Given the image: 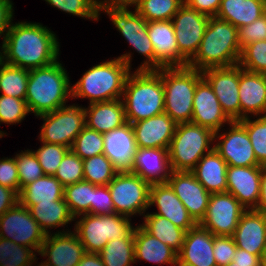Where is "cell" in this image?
Returning a JSON list of instances; mask_svg holds the SVG:
<instances>
[{"mask_svg":"<svg viewBox=\"0 0 266 266\" xmlns=\"http://www.w3.org/2000/svg\"><path fill=\"white\" fill-rule=\"evenodd\" d=\"M202 71L188 66L162 68L164 112L176 123H190L193 99Z\"/></svg>","mask_w":266,"mask_h":266,"instance_id":"cell-6","label":"cell"},{"mask_svg":"<svg viewBox=\"0 0 266 266\" xmlns=\"http://www.w3.org/2000/svg\"><path fill=\"white\" fill-rule=\"evenodd\" d=\"M28 209L46 235L51 233L48 229L59 226L63 227L75 220L64 199L37 203L30 206Z\"/></svg>","mask_w":266,"mask_h":266,"instance_id":"cell-34","label":"cell"},{"mask_svg":"<svg viewBox=\"0 0 266 266\" xmlns=\"http://www.w3.org/2000/svg\"><path fill=\"white\" fill-rule=\"evenodd\" d=\"M213 239L214 235L199 224L188 230L177 253V266H217L213 255Z\"/></svg>","mask_w":266,"mask_h":266,"instance_id":"cell-22","label":"cell"},{"mask_svg":"<svg viewBox=\"0 0 266 266\" xmlns=\"http://www.w3.org/2000/svg\"><path fill=\"white\" fill-rule=\"evenodd\" d=\"M184 0H141L135 8L147 21L171 20Z\"/></svg>","mask_w":266,"mask_h":266,"instance_id":"cell-40","label":"cell"},{"mask_svg":"<svg viewBox=\"0 0 266 266\" xmlns=\"http://www.w3.org/2000/svg\"><path fill=\"white\" fill-rule=\"evenodd\" d=\"M238 36V28L230 22L210 17L198 51L187 66L203 71L238 65L242 51Z\"/></svg>","mask_w":266,"mask_h":266,"instance_id":"cell-4","label":"cell"},{"mask_svg":"<svg viewBox=\"0 0 266 266\" xmlns=\"http://www.w3.org/2000/svg\"><path fill=\"white\" fill-rule=\"evenodd\" d=\"M5 134H6V133H4V131H1V130H0V138L4 137Z\"/></svg>","mask_w":266,"mask_h":266,"instance_id":"cell-62","label":"cell"},{"mask_svg":"<svg viewBox=\"0 0 266 266\" xmlns=\"http://www.w3.org/2000/svg\"><path fill=\"white\" fill-rule=\"evenodd\" d=\"M82 215L76 221L74 231L86 252L99 253L108 241L130 237L134 233L130 217L117 213Z\"/></svg>","mask_w":266,"mask_h":266,"instance_id":"cell-8","label":"cell"},{"mask_svg":"<svg viewBox=\"0 0 266 266\" xmlns=\"http://www.w3.org/2000/svg\"><path fill=\"white\" fill-rule=\"evenodd\" d=\"M141 0H100L99 6H108L111 8H125L128 9L129 6H134L136 8Z\"/></svg>","mask_w":266,"mask_h":266,"instance_id":"cell-59","label":"cell"},{"mask_svg":"<svg viewBox=\"0 0 266 266\" xmlns=\"http://www.w3.org/2000/svg\"><path fill=\"white\" fill-rule=\"evenodd\" d=\"M28 113L25 99L0 95V124L21 123Z\"/></svg>","mask_w":266,"mask_h":266,"instance_id":"cell-49","label":"cell"},{"mask_svg":"<svg viewBox=\"0 0 266 266\" xmlns=\"http://www.w3.org/2000/svg\"><path fill=\"white\" fill-rule=\"evenodd\" d=\"M13 3L11 0H0V36L3 40L13 21Z\"/></svg>","mask_w":266,"mask_h":266,"instance_id":"cell-55","label":"cell"},{"mask_svg":"<svg viewBox=\"0 0 266 266\" xmlns=\"http://www.w3.org/2000/svg\"><path fill=\"white\" fill-rule=\"evenodd\" d=\"M262 266H266V250L264 251V254L262 257Z\"/></svg>","mask_w":266,"mask_h":266,"instance_id":"cell-61","label":"cell"},{"mask_svg":"<svg viewBox=\"0 0 266 266\" xmlns=\"http://www.w3.org/2000/svg\"><path fill=\"white\" fill-rule=\"evenodd\" d=\"M229 132H214L218 141L213 148L228 166H261L255 157L246 129L238 122L232 121Z\"/></svg>","mask_w":266,"mask_h":266,"instance_id":"cell-15","label":"cell"},{"mask_svg":"<svg viewBox=\"0 0 266 266\" xmlns=\"http://www.w3.org/2000/svg\"><path fill=\"white\" fill-rule=\"evenodd\" d=\"M19 202L29 208L37 203L64 199V186L51 175H44L25 185L19 193Z\"/></svg>","mask_w":266,"mask_h":266,"instance_id":"cell-33","label":"cell"},{"mask_svg":"<svg viewBox=\"0 0 266 266\" xmlns=\"http://www.w3.org/2000/svg\"><path fill=\"white\" fill-rule=\"evenodd\" d=\"M32 248L0 237V266H32L36 258Z\"/></svg>","mask_w":266,"mask_h":266,"instance_id":"cell-41","label":"cell"},{"mask_svg":"<svg viewBox=\"0 0 266 266\" xmlns=\"http://www.w3.org/2000/svg\"><path fill=\"white\" fill-rule=\"evenodd\" d=\"M118 172L110 159L104 154L83 160L84 180L93 185H108Z\"/></svg>","mask_w":266,"mask_h":266,"instance_id":"cell-39","label":"cell"},{"mask_svg":"<svg viewBox=\"0 0 266 266\" xmlns=\"http://www.w3.org/2000/svg\"><path fill=\"white\" fill-rule=\"evenodd\" d=\"M115 209L108 185H93V202H91V214H114Z\"/></svg>","mask_w":266,"mask_h":266,"instance_id":"cell-52","label":"cell"},{"mask_svg":"<svg viewBox=\"0 0 266 266\" xmlns=\"http://www.w3.org/2000/svg\"><path fill=\"white\" fill-rule=\"evenodd\" d=\"M2 61V52L0 51V62Z\"/></svg>","mask_w":266,"mask_h":266,"instance_id":"cell-63","label":"cell"},{"mask_svg":"<svg viewBox=\"0 0 266 266\" xmlns=\"http://www.w3.org/2000/svg\"><path fill=\"white\" fill-rule=\"evenodd\" d=\"M131 125L138 148L169 149L177 127L165 112Z\"/></svg>","mask_w":266,"mask_h":266,"instance_id":"cell-23","label":"cell"},{"mask_svg":"<svg viewBox=\"0 0 266 266\" xmlns=\"http://www.w3.org/2000/svg\"><path fill=\"white\" fill-rule=\"evenodd\" d=\"M28 78L29 70L0 62V93L2 95L25 99Z\"/></svg>","mask_w":266,"mask_h":266,"instance_id":"cell-37","label":"cell"},{"mask_svg":"<svg viewBox=\"0 0 266 266\" xmlns=\"http://www.w3.org/2000/svg\"><path fill=\"white\" fill-rule=\"evenodd\" d=\"M18 201L19 196L13 189L0 185V216Z\"/></svg>","mask_w":266,"mask_h":266,"instance_id":"cell-57","label":"cell"},{"mask_svg":"<svg viewBox=\"0 0 266 266\" xmlns=\"http://www.w3.org/2000/svg\"><path fill=\"white\" fill-rule=\"evenodd\" d=\"M0 185L13 189L19 195L20 182L15 157L0 159Z\"/></svg>","mask_w":266,"mask_h":266,"instance_id":"cell-53","label":"cell"},{"mask_svg":"<svg viewBox=\"0 0 266 266\" xmlns=\"http://www.w3.org/2000/svg\"><path fill=\"white\" fill-rule=\"evenodd\" d=\"M238 65L246 71L266 75V40L243 47Z\"/></svg>","mask_w":266,"mask_h":266,"instance_id":"cell-44","label":"cell"},{"mask_svg":"<svg viewBox=\"0 0 266 266\" xmlns=\"http://www.w3.org/2000/svg\"><path fill=\"white\" fill-rule=\"evenodd\" d=\"M37 117L44 120L40 131V142L63 145L69 149L86 126L85 108L74 104L62 106Z\"/></svg>","mask_w":266,"mask_h":266,"instance_id":"cell-11","label":"cell"},{"mask_svg":"<svg viewBox=\"0 0 266 266\" xmlns=\"http://www.w3.org/2000/svg\"><path fill=\"white\" fill-rule=\"evenodd\" d=\"M239 101L240 120L250 117L248 114L266 116V75L240 67Z\"/></svg>","mask_w":266,"mask_h":266,"instance_id":"cell-28","label":"cell"},{"mask_svg":"<svg viewBox=\"0 0 266 266\" xmlns=\"http://www.w3.org/2000/svg\"><path fill=\"white\" fill-rule=\"evenodd\" d=\"M0 237L32 248L38 253L46 234L29 209L18 201L0 216Z\"/></svg>","mask_w":266,"mask_h":266,"instance_id":"cell-12","label":"cell"},{"mask_svg":"<svg viewBox=\"0 0 266 266\" xmlns=\"http://www.w3.org/2000/svg\"><path fill=\"white\" fill-rule=\"evenodd\" d=\"M15 160L18 167L20 191L25 185L45 175L32 150L28 149L16 154Z\"/></svg>","mask_w":266,"mask_h":266,"instance_id":"cell-47","label":"cell"},{"mask_svg":"<svg viewBox=\"0 0 266 266\" xmlns=\"http://www.w3.org/2000/svg\"><path fill=\"white\" fill-rule=\"evenodd\" d=\"M99 255L105 266H130L135 263L134 233L130 237L108 241Z\"/></svg>","mask_w":266,"mask_h":266,"instance_id":"cell-36","label":"cell"},{"mask_svg":"<svg viewBox=\"0 0 266 266\" xmlns=\"http://www.w3.org/2000/svg\"><path fill=\"white\" fill-rule=\"evenodd\" d=\"M41 23H12L2 42V61L27 70L50 65L59 57V42Z\"/></svg>","mask_w":266,"mask_h":266,"instance_id":"cell-1","label":"cell"},{"mask_svg":"<svg viewBox=\"0 0 266 266\" xmlns=\"http://www.w3.org/2000/svg\"><path fill=\"white\" fill-rule=\"evenodd\" d=\"M86 253L76 232L59 231L46 235L38 254L47 257L40 266H77Z\"/></svg>","mask_w":266,"mask_h":266,"instance_id":"cell-17","label":"cell"},{"mask_svg":"<svg viewBox=\"0 0 266 266\" xmlns=\"http://www.w3.org/2000/svg\"><path fill=\"white\" fill-rule=\"evenodd\" d=\"M126 121L135 123L164 113L162 68L129 73L123 91Z\"/></svg>","mask_w":266,"mask_h":266,"instance_id":"cell-5","label":"cell"},{"mask_svg":"<svg viewBox=\"0 0 266 266\" xmlns=\"http://www.w3.org/2000/svg\"><path fill=\"white\" fill-rule=\"evenodd\" d=\"M171 171L168 149L137 147L129 172L138 175L151 185L167 183Z\"/></svg>","mask_w":266,"mask_h":266,"instance_id":"cell-27","label":"cell"},{"mask_svg":"<svg viewBox=\"0 0 266 266\" xmlns=\"http://www.w3.org/2000/svg\"><path fill=\"white\" fill-rule=\"evenodd\" d=\"M140 226L177 253L181 250L187 231L176 226L166 217L147 213L144 215V223Z\"/></svg>","mask_w":266,"mask_h":266,"instance_id":"cell-35","label":"cell"},{"mask_svg":"<svg viewBox=\"0 0 266 266\" xmlns=\"http://www.w3.org/2000/svg\"><path fill=\"white\" fill-rule=\"evenodd\" d=\"M227 168V163L213 148L190 172L209 193H225Z\"/></svg>","mask_w":266,"mask_h":266,"instance_id":"cell-30","label":"cell"},{"mask_svg":"<svg viewBox=\"0 0 266 266\" xmlns=\"http://www.w3.org/2000/svg\"><path fill=\"white\" fill-rule=\"evenodd\" d=\"M57 9L78 17L98 21L99 0H45Z\"/></svg>","mask_w":266,"mask_h":266,"instance_id":"cell-46","label":"cell"},{"mask_svg":"<svg viewBox=\"0 0 266 266\" xmlns=\"http://www.w3.org/2000/svg\"><path fill=\"white\" fill-rule=\"evenodd\" d=\"M238 35L241 49L258 40H266V13L251 24L238 28Z\"/></svg>","mask_w":266,"mask_h":266,"instance_id":"cell-50","label":"cell"},{"mask_svg":"<svg viewBox=\"0 0 266 266\" xmlns=\"http://www.w3.org/2000/svg\"><path fill=\"white\" fill-rule=\"evenodd\" d=\"M64 200L74 218L86 213L91 214L93 184L83 180L75 184L65 186Z\"/></svg>","mask_w":266,"mask_h":266,"instance_id":"cell-38","label":"cell"},{"mask_svg":"<svg viewBox=\"0 0 266 266\" xmlns=\"http://www.w3.org/2000/svg\"><path fill=\"white\" fill-rule=\"evenodd\" d=\"M77 266H105L99 253L86 252Z\"/></svg>","mask_w":266,"mask_h":266,"instance_id":"cell-60","label":"cell"},{"mask_svg":"<svg viewBox=\"0 0 266 266\" xmlns=\"http://www.w3.org/2000/svg\"><path fill=\"white\" fill-rule=\"evenodd\" d=\"M237 248L263 257L266 250V214L246 210L232 235Z\"/></svg>","mask_w":266,"mask_h":266,"instance_id":"cell-25","label":"cell"},{"mask_svg":"<svg viewBox=\"0 0 266 266\" xmlns=\"http://www.w3.org/2000/svg\"><path fill=\"white\" fill-rule=\"evenodd\" d=\"M115 213L130 217L149 208L150 184L129 171L118 172L108 184Z\"/></svg>","mask_w":266,"mask_h":266,"instance_id":"cell-10","label":"cell"},{"mask_svg":"<svg viewBox=\"0 0 266 266\" xmlns=\"http://www.w3.org/2000/svg\"><path fill=\"white\" fill-rule=\"evenodd\" d=\"M191 9H195L208 17H215L221 4V0H184Z\"/></svg>","mask_w":266,"mask_h":266,"instance_id":"cell-54","label":"cell"},{"mask_svg":"<svg viewBox=\"0 0 266 266\" xmlns=\"http://www.w3.org/2000/svg\"><path fill=\"white\" fill-rule=\"evenodd\" d=\"M131 55L125 53L91 67L71 86V98H87L90 103L122 99L125 81L131 72Z\"/></svg>","mask_w":266,"mask_h":266,"instance_id":"cell-2","label":"cell"},{"mask_svg":"<svg viewBox=\"0 0 266 266\" xmlns=\"http://www.w3.org/2000/svg\"><path fill=\"white\" fill-rule=\"evenodd\" d=\"M203 77L212 86L217 99L232 121L240 120L239 77L240 66L208 68Z\"/></svg>","mask_w":266,"mask_h":266,"instance_id":"cell-16","label":"cell"},{"mask_svg":"<svg viewBox=\"0 0 266 266\" xmlns=\"http://www.w3.org/2000/svg\"><path fill=\"white\" fill-rule=\"evenodd\" d=\"M191 122L210 128L213 132L220 129L232 120L223 111L212 86L203 77L196 85L193 99V115Z\"/></svg>","mask_w":266,"mask_h":266,"instance_id":"cell-19","label":"cell"},{"mask_svg":"<svg viewBox=\"0 0 266 266\" xmlns=\"http://www.w3.org/2000/svg\"><path fill=\"white\" fill-rule=\"evenodd\" d=\"M85 123L101 134L123 126L127 123L123 100L90 103L85 108Z\"/></svg>","mask_w":266,"mask_h":266,"instance_id":"cell-29","label":"cell"},{"mask_svg":"<svg viewBox=\"0 0 266 266\" xmlns=\"http://www.w3.org/2000/svg\"><path fill=\"white\" fill-rule=\"evenodd\" d=\"M134 254L136 260H145L157 264L177 265V252L141 226L134 229Z\"/></svg>","mask_w":266,"mask_h":266,"instance_id":"cell-31","label":"cell"},{"mask_svg":"<svg viewBox=\"0 0 266 266\" xmlns=\"http://www.w3.org/2000/svg\"><path fill=\"white\" fill-rule=\"evenodd\" d=\"M104 150L115 168L120 171H130L137 149L135 135L131 123L113 129L103 134Z\"/></svg>","mask_w":266,"mask_h":266,"instance_id":"cell-26","label":"cell"},{"mask_svg":"<svg viewBox=\"0 0 266 266\" xmlns=\"http://www.w3.org/2000/svg\"><path fill=\"white\" fill-rule=\"evenodd\" d=\"M247 209L230 193H211L199 225L216 236H232Z\"/></svg>","mask_w":266,"mask_h":266,"instance_id":"cell-13","label":"cell"},{"mask_svg":"<svg viewBox=\"0 0 266 266\" xmlns=\"http://www.w3.org/2000/svg\"><path fill=\"white\" fill-rule=\"evenodd\" d=\"M54 177L65 187L84 180L83 160L69 149L64 155Z\"/></svg>","mask_w":266,"mask_h":266,"instance_id":"cell-45","label":"cell"},{"mask_svg":"<svg viewBox=\"0 0 266 266\" xmlns=\"http://www.w3.org/2000/svg\"><path fill=\"white\" fill-rule=\"evenodd\" d=\"M152 205H156L159 210L154 214L166 217L185 231L197 225L168 183L150 185L149 207Z\"/></svg>","mask_w":266,"mask_h":266,"instance_id":"cell-24","label":"cell"},{"mask_svg":"<svg viewBox=\"0 0 266 266\" xmlns=\"http://www.w3.org/2000/svg\"><path fill=\"white\" fill-rule=\"evenodd\" d=\"M148 35L155 52V70L163 67L187 66L180 56L171 20L148 22Z\"/></svg>","mask_w":266,"mask_h":266,"instance_id":"cell-21","label":"cell"},{"mask_svg":"<svg viewBox=\"0 0 266 266\" xmlns=\"http://www.w3.org/2000/svg\"><path fill=\"white\" fill-rule=\"evenodd\" d=\"M66 69L57 60L50 65L29 70L26 104L29 112L39 116L66 105L72 89Z\"/></svg>","mask_w":266,"mask_h":266,"instance_id":"cell-3","label":"cell"},{"mask_svg":"<svg viewBox=\"0 0 266 266\" xmlns=\"http://www.w3.org/2000/svg\"><path fill=\"white\" fill-rule=\"evenodd\" d=\"M231 266H262V257L237 248Z\"/></svg>","mask_w":266,"mask_h":266,"instance_id":"cell-56","label":"cell"},{"mask_svg":"<svg viewBox=\"0 0 266 266\" xmlns=\"http://www.w3.org/2000/svg\"><path fill=\"white\" fill-rule=\"evenodd\" d=\"M237 250L232 236H216L213 239V255L217 266L230 264Z\"/></svg>","mask_w":266,"mask_h":266,"instance_id":"cell-51","label":"cell"},{"mask_svg":"<svg viewBox=\"0 0 266 266\" xmlns=\"http://www.w3.org/2000/svg\"><path fill=\"white\" fill-rule=\"evenodd\" d=\"M167 183L186 207L189 215L199 224L205 217L211 193L190 171H171Z\"/></svg>","mask_w":266,"mask_h":266,"instance_id":"cell-18","label":"cell"},{"mask_svg":"<svg viewBox=\"0 0 266 266\" xmlns=\"http://www.w3.org/2000/svg\"><path fill=\"white\" fill-rule=\"evenodd\" d=\"M247 131L257 162L266 166V116L255 120L249 117L238 121Z\"/></svg>","mask_w":266,"mask_h":266,"instance_id":"cell-42","label":"cell"},{"mask_svg":"<svg viewBox=\"0 0 266 266\" xmlns=\"http://www.w3.org/2000/svg\"><path fill=\"white\" fill-rule=\"evenodd\" d=\"M266 13V0H221L215 17L240 28Z\"/></svg>","mask_w":266,"mask_h":266,"instance_id":"cell-32","label":"cell"},{"mask_svg":"<svg viewBox=\"0 0 266 266\" xmlns=\"http://www.w3.org/2000/svg\"><path fill=\"white\" fill-rule=\"evenodd\" d=\"M213 141L214 132L210 128L192 122L177 124L168 149L171 170L191 171L213 149Z\"/></svg>","mask_w":266,"mask_h":266,"instance_id":"cell-7","label":"cell"},{"mask_svg":"<svg viewBox=\"0 0 266 266\" xmlns=\"http://www.w3.org/2000/svg\"><path fill=\"white\" fill-rule=\"evenodd\" d=\"M261 177L262 166H228L227 192L246 209H255L260 196Z\"/></svg>","mask_w":266,"mask_h":266,"instance_id":"cell-20","label":"cell"},{"mask_svg":"<svg viewBox=\"0 0 266 266\" xmlns=\"http://www.w3.org/2000/svg\"><path fill=\"white\" fill-rule=\"evenodd\" d=\"M39 149L33 151L45 175L54 176L64 155L69 150L68 147L58 144L42 142Z\"/></svg>","mask_w":266,"mask_h":266,"instance_id":"cell-48","label":"cell"},{"mask_svg":"<svg viewBox=\"0 0 266 266\" xmlns=\"http://www.w3.org/2000/svg\"><path fill=\"white\" fill-rule=\"evenodd\" d=\"M99 11H105L125 40L136 52L146 57L136 70H155V52L148 35V22L136 9L132 12L125 8L99 6Z\"/></svg>","mask_w":266,"mask_h":266,"instance_id":"cell-9","label":"cell"},{"mask_svg":"<svg viewBox=\"0 0 266 266\" xmlns=\"http://www.w3.org/2000/svg\"><path fill=\"white\" fill-rule=\"evenodd\" d=\"M254 210L266 214V166H262L260 196L258 205Z\"/></svg>","mask_w":266,"mask_h":266,"instance_id":"cell-58","label":"cell"},{"mask_svg":"<svg viewBox=\"0 0 266 266\" xmlns=\"http://www.w3.org/2000/svg\"><path fill=\"white\" fill-rule=\"evenodd\" d=\"M209 18L184 3L171 19L179 54L187 63L198 51Z\"/></svg>","mask_w":266,"mask_h":266,"instance_id":"cell-14","label":"cell"},{"mask_svg":"<svg viewBox=\"0 0 266 266\" xmlns=\"http://www.w3.org/2000/svg\"><path fill=\"white\" fill-rule=\"evenodd\" d=\"M70 149L82 160L103 154V134L85 126L77 135Z\"/></svg>","mask_w":266,"mask_h":266,"instance_id":"cell-43","label":"cell"}]
</instances>
